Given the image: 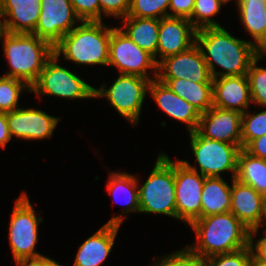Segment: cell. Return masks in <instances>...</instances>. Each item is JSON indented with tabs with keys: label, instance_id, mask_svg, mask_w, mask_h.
Instances as JSON below:
<instances>
[{
	"label": "cell",
	"instance_id": "cell-1",
	"mask_svg": "<svg viewBox=\"0 0 266 266\" xmlns=\"http://www.w3.org/2000/svg\"><path fill=\"white\" fill-rule=\"evenodd\" d=\"M196 44L203 54L212 78L247 74L251 63L258 57L253 42L232 36L222 26L198 29ZM217 65L222 71H216Z\"/></svg>",
	"mask_w": 266,
	"mask_h": 266
},
{
	"label": "cell",
	"instance_id": "cell-2",
	"mask_svg": "<svg viewBox=\"0 0 266 266\" xmlns=\"http://www.w3.org/2000/svg\"><path fill=\"white\" fill-rule=\"evenodd\" d=\"M189 226L195 232L197 241L187 248L201 260L249 246L251 230L230 211L200 217Z\"/></svg>",
	"mask_w": 266,
	"mask_h": 266
},
{
	"label": "cell",
	"instance_id": "cell-3",
	"mask_svg": "<svg viewBox=\"0 0 266 266\" xmlns=\"http://www.w3.org/2000/svg\"><path fill=\"white\" fill-rule=\"evenodd\" d=\"M1 39L10 68L4 76L22 80L31 87L46 62L54 55V47L33 33H8L2 30L0 44Z\"/></svg>",
	"mask_w": 266,
	"mask_h": 266
},
{
	"label": "cell",
	"instance_id": "cell-4",
	"mask_svg": "<svg viewBox=\"0 0 266 266\" xmlns=\"http://www.w3.org/2000/svg\"><path fill=\"white\" fill-rule=\"evenodd\" d=\"M111 27L103 21H81L54 46V54L77 65L108 66Z\"/></svg>",
	"mask_w": 266,
	"mask_h": 266
},
{
	"label": "cell",
	"instance_id": "cell-5",
	"mask_svg": "<svg viewBox=\"0 0 266 266\" xmlns=\"http://www.w3.org/2000/svg\"><path fill=\"white\" fill-rule=\"evenodd\" d=\"M139 213L163 214L177 219L175 162L159 153L145 183L138 186Z\"/></svg>",
	"mask_w": 266,
	"mask_h": 266
},
{
	"label": "cell",
	"instance_id": "cell-6",
	"mask_svg": "<svg viewBox=\"0 0 266 266\" xmlns=\"http://www.w3.org/2000/svg\"><path fill=\"white\" fill-rule=\"evenodd\" d=\"M189 137L191 150L199 168L192 166L187 160H181L188 168L204 177H222V172L231 171V178H235L237 158L242 149L239 145L203 137L197 130L190 132Z\"/></svg>",
	"mask_w": 266,
	"mask_h": 266
},
{
	"label": "cell",
	"instance_id": "cell-7",
	"mask_svg": "<svg viewBox=\"0 0 266 266\" xmlns=\"http://www.w3.org/2000/svg\"><path fill=\"white\" fill-rule=\"evenodd\" d=\"M10 219L8 238L14 261L41 256L35 249L43 219L37 216L26 192L16 199Z\"/></svg>",
	"mask_w": 266,
	"mask_h": 266
},
{
	"label": "cell",
	"instance_id": "cell-8",
	"mask_svg": "<svg viewBox=\"0 0 266 266\" xmlns=\"http://www.w3.org/2000/svg\"><path fill=\"white\" fill-rule=\"evenodd\" d=\"M149 82L150 80L147 78L119 73L118 78L110 88L106 89L105 83L100 88H95L94 97L97 99L106 97L121 117L134 126L139 123Z\"/></svg>",
	"mask_w": 266,
	"mask_h": 266
},
{
	"label": "cell",
	"instance_id": "cell-9",
	"mask_svg": "<svg viewBox=\"0 0 266 266\" xmlns=\"http://www.w3.org/2000/svg\"><path fill=\"white\" fill-rule=\"evenodd\" d=\"M55 54L46 62L37 81L30 87L37 96L52 95L64 99H91L95 87L87 84L69 69L60 66Z\"/></svg>",
	"mask_w": 266,
	"mask_h": 266
},
{
	"label": "cell",
	"instance_id": "cell-10",
	"mask_svg": "<svg viewBox=\"0 0 266 266\" xmlns=\"http://www.w3.org/2000/svg\"><path fill=\"white\" fill-rule=\"evenodd\" d=\"M108 66H115L121 74L136 75L150 81L157 78L154 57L141 49L119 27H111ZM149 69L153 71V79L148 75Z\"/></svg>",
	"mask_w": 266,
	"mask_h": 266
},
{
	"label": "cell",
	"instance_id": "cell-11",
	"mask_svg": "<svg viewBox=\"0 0 266 266\" xmlns=\"http://www.w3.org/2000/svg\"><path fill=\"white\" fill-rule=\"evenodd\" d=\"M205 178L188 168L180 159L175 160L177 219L187 225L201 217V193Z\"/></svg>",
	"mask_w": 266,
	"mask_h": 266
},
{
	"label": "cell",
	"instance_id": "cell-12",
	"mask_svg": "<svg viewBox=\"0 0 266 266\" xmlns=\"http://www.w3.org/2000/svg\"><path fill=\"white\" fill-rule=\"evenodd\" d=\"M40 15L34 33L53 47L69 33L80 18L70 0H41ZM77 20V21H76Z\"/></svg>",
	"mask_w": 266,
	"mask_h": 266
},
{
	"label": "cell",
	"instance_id": "cell-13",
	"mask_svg": "<svg viewBox=\"0 0 266 266\" xmlns=\"http://www.w3.org/2000/svg\"><path fill=\"white\" fill-rule=\"evenodd\" d=\"M181 78L197 83H213L206 61L196 43L186 51L168 56L157 64V79Z\"/></svg>",
	"mask_w": 266,
	"mask_h": 266
},
{
	"label": "cell",
	"instance_id": "cell-14",
	"mask_svg": "<svg viewBox=\"0 0 266 266\" xmlns=\"http://www.w3.org/2000/svg\"><path fill=\"white\" fill-rule=\"evenodd\" d=\"M60 118L34 108H18L7 112L11 136L24 140L50 139Z\"/></svg>",
	"mask_w": 266,
	"mask_h": 266
},
{
	"label": "cell",
	"instance_id": "cell-15",
	"mask_svg": "<svg viewBox=\"0 0 266 266\" xmlns=\"http://www.w3.org/2000/svg\"><path fill=\"white\" fill-rule=\"evenodd\" d=\"M242 113L212 106L201 114L197 131L206 138L242 148Z\"/></svg>",
	"mask_w": 266,
	"mask_h": 266
},
{
	"label": "cell",
	"instance_id": "cell-16",
	"mask_svg": "<svg viewBox=\"0 0 266 266\" xmlns=\"http://www.w3.org/2000/svg\"><path fill=\"white\" fill-rule=\"evenodd\" d=\"M197 29L189 19L164 17L159 19L156 63L162 59L186 51L196 43ZM159 56L160 59H157Z\"/></svg>",
	"mask_w": 266,
	"mask_h": 266
},
{
	"label": "cell",
	"instance_id": "cell-17",
	"mask_svg": "<svg viewBox=\"0 0 266 266\" xmlns=\"http://www.w3.org/2000/svg\"><path fill=\"white\" fill-rule=\"evenodd\" d=\"M125 215L113 216L78 249L73 266H100L109 256Z\"/></svg>",
	"mask_w": 266,
	"mask_h": 266
},
{
	"label": "cell",
	"instance_id": "cell-18",
	"mask_svg": "<svg viewBox=\"0 0 266 266\" xmlns=\"http://www.w3.org/2000/svg\"><path fill=\"white\" fill-rule=\"evenodd\" d=\"M148 92L168 116L187 124L189 133L197 130L201 113L194 105L179 97L157 78L149 82Z\"/></svg>",
	"mask_w": 266,
	"mask_h": 266
},
{
	"label": "cell",
	"instance_id": "cell-19",
	"mask_svg": "<svg viewBox=\"0 0 266 266\" xmlns=\"http://www.w3.org/2000/svg\"><path fill=\"white\" fill-rule=\"evenodd\" d=\"M40 2L41 0H0L2 30L8 33H34L41 12Z\"/></svg>",
	"mask_w": 266,
	"mask_h": 266
},
{
	"label": "cell",
	"instance_id": "cell-20",
	"mask_svg": "<svg viewBox=\"0 0 266 266\" xmlns=\"http://www.w3.org/2000/svg\"><path fill=\"white\" fill-rule=\"evenodd\" d=\"M252 103L247 74L213 78V106L244 113Z\"/></svg>",
	"mask_w": 266,
	"mask_h": 266
},
{
	"label": "cell",
	"instance_id": "cell-21",
	"mask_svg": "<svg viewBox=\"0 0 266 266\" xmlns=\"http://www.w3.org/2000/svg\"><path fill=\"white\" fill-rule=\"evenodd\" d=\"M231 182L230 212L250 230H259L263 226L261 194L235 178Z\"/></svg>",
	"mask_w": 266,
	"mask_h": 266
},
{
	"label": "cell",
	"instance_id": "cell-22",
	"mask_svg": "<svg viewBox=\"0 0 266 266\" xmlns=\"http://www.w3.org/2000/svg\"><path fill=\"white\" fill-rule=\"evenodd\" d=\"M120 29L141 49L151 54L156 61L158 46L159 19L127 16Z\"/></svg>",
	"mask_w": 266,
	"mask_h": 266
},
{
	"label": "cell",
	"instance_id": "cell-23",
	"mask_svg": "<svg viewBox=\"0 0 266 266\" xmlns=\"http://www.w3.org/2000/svg\"><path fill=\"white\" fill-rule=\"evenodd\" d=\"M231 185L222 177H206L201 193V217L229 212Z\"/></svg>",
	"mask_w": 266,
	"mask_h": 266
},
{
	"label": "cell",
	"instance_id": "cell-24",
	"mask_svg": "<svg viewBox=\"0 0 266 266\" xmlns=\"http://www.w3.org/2000/svg\"><path fill=\"white\" fill-rule=\"evenodd\" d=\"M175 94L194 105L202 114L213 106V83H197L187 79H158Z\"/></svg>",
	"mask_w": 266,
	"mask_h": 266
},
{
	"label": "cell",
	"instance_id": "cell-25",
	"mask_svg": "<svg viewBox=\"0 0 266 266\" xmlns=\"http://www.w3.org/2000/svg\"><path fill=\"white\" fill-rule=\"evenodd\" d=\"M138 184V178L130 173L114 171L109 173L106 188L115 202L125 205V209L121 212L122 216L125 213H139Z\"/></svg>",
	"mask_w": 266,
	"mask_h": 266
},
{
	"label": "cell",
	"instance_id": "cell-26",
	"mask_svg": "<svg viewBox=\"0 0 266 266\" xmlns=\"http://www.w3.org/2000/svg\"><path fill=\"white\" fill-rule=\"evenodd\" d=\"M235 179L252 186L260 194L266 192V159L253 156L242 148L237 158Z\"/></svg>",
	"mask_w": 266,
	"mask_h": 266
},
{
	"label": "cell",
	"instance_id": "cell-27",
	"mask_svg": "<svg viewBox=\"0 0 266 266\" xmlns=\"http://www.w3.org/2000/svg\"><path fill=\"white\" fill-rule=\"evenodd\" d=\"M239 18L255 45L264 37L266 29V0H240Z\"/></svg>",
	"mask_w": 266,
	"mask_h": 266
},
{
	"label": "cell",
	"instance_id": "cell-28",
	"mask_svg": "<svg viewBox=\"0 0 266 266\" xmlns=\"http://www.w3.org/2000/svg\"><path fill=\"white\" fill-rule=\"evenodd\" d=\"M31 93V88L22 80L0 76V112H11L19 107L20 94Z\"/></svg>",
	"mask_w": 266,
	"mask_h": 266
},
{
	"label": "cell",
	"instance_id": "cell-29",
	"mask_svg": "<svg viewBox=\"0 0 266 266\" xmlns=\"http://www.w3.org/2000/svg\"><path fill=\"white\" fill-rule=\"evenodd\" d=\"M170 0H130L128 16L161 19L169 17Z\"/></svg>",
	"mask_w": 266,
	"mask_h": 266
},
{
	"label": "cell",
	"instance_id": "cell-30",
	"mask_svg": "<svg viewBox=\"0 0 266 266\" xmlns=\"http://www.w3.org/2000/svg\"><path fill=\"white\" fill-rule=\"evenodd\" d=\"M222 5L217 0H195L192 16L189 19L198 30L204 27H221L217 20L211 17L217 15Z\"/></svg>",
	"mask_w": 266,
	"mask_h": 266
},
{
	"label": "cell",
	"instance_id": "cell-31",
	"mask_svg": "<svg viewBox=\"0 0 266 266\" xmlns=\"http://www.w3.org/2000/svg\"><path fill=\"white\" fill-rule=\"evenodd\" d=\"M242 148H245L252 140L266 134V109L258 113H242Z\"/></svg>",
	"mask_w": 266,
	"mask_h": 266
},
{
	"label": "cell",
	"instance_id": "cell-32",
	"mask_svg": "<svg viewBox=\"0 0 266 266\" xmlns=\"http://www.w3.org/2000/svg\"><path fill=\"white\" fill-rule=\"evenodd\" d=\"M265 57L258 56L250 65L247 76L250 83L252 103L266 107V68L257 66Z\"/></svg>",
	"mask_w": 266,
	"mask_h": 266
},
{
	"label": "cell",
	"instance_id": "cell-33",
	"mask_svg": "<svg viewBox=\"0 0 266 266\" xmlns=\"http://www.w3.org/2000/svg\"><path fill=\"white\" fill-rule=\"evenodd\" d=\"M252 251L250 246L241 250L212 255L202 260L203 266H249Z\"/></svg>",
	"mask_w": 266,
	"mask_h": 266
},
{
	"label": "cell",
	"instance_id": "cell-34",
	"mask_svg": "<svg viewBox=\"0 0 266 266\" xmlns=\"http://www.w3.org/2000/svg\"><path fill=\"white\" fill-rule=\"evenodd\" d=\"M158 261V262H157ZM154 260L152 266H202V260L187 247ZM160 261V262H159Z\"/></svg>",
	"mask_w": 266,
	"mask_h": 266
},
{
	"label": "cell",
	"instance_id": "cell-35",
	"mask_svg": "<svg viewBox=\"0 0 266 266\" xmlns=\"http://www.w3.org/2000/svg\"><path fill=\"white\" fill-rule=\"evenodd\" d=\"M81 21H100L99 0H70Z\"/></svg>",
	"mask_w": 266,
	"mask_h": 266
},
{
	"label": "cell",
	"instance_id": "cell-36",
	"mask_svg": "<svg viewBox=\"0 0 266 266\" xmlns=\"http://www.w3.org/2000/svg\"><path fill=\"white\" fill-rule=\"evenodd\" d=\"M100 21H102V12L105 16H114L123 19L128 16L130 0H99Z\"/></svg>",
	"mask_w": 266,
	"mask_h": 266
},
{
	"label": "cell",
	"instance_id": "cell-37",
	"mask_svg": "<svg viewBox=\"0 0 266 266\" xmlns=\"http://www.w3.org/2000/svg\"><path fill=\"white\" fill-rule=\"evenodd\" d=\"M195 0H170L169 17L190 19L194 9Z\"/></svg>",
	"mask_w": 266,
	"mask_h": 266
},
{
	"label": "cell",
	"instance_id": "cell-38",
	"mask_svg": "<svg viewBox=\"0 0 266 266\" xmlns=\"http://www.w3.org/2000/svg\"><path fill=\"white\" fill-rule=\"evenodd\" d=\"M258 232V230L250 231L249 246L251 248L252 255L260 262L266 263V229H264V236L260 239H257L255 242L254 237Z\"/></svg>",
	"mask_w": 266,
	"mask_h": 266
},
{
	"label": "cell",
	"instance_id": "cell-39",
	"mask_svg": "<svg viewBox=\"0 0 266 266\" xmlns=\"http://www.w3.org/2000/svg\"><path fill=\"white\" fill-rule=\"evenodd\" d=\"M244 149L253 156L266 159V134L252 140Z\"/></svg>",
	"mask_w": 266,
	"mask_h": 266
},
{
	"label": "cell",
	"instance_id": "cell-40",
	"mask_svg": "<svg viewBox=\"0 0 266 266\" xmlns=\"http://www.w3.org/2000/svg\"><path fill=\"white\" fill-rule=\"evenodd\" d=\"M17 266H65L58 263L56 260L47 256L41 255L39 257L25 258L16 261Z\"/></svg>",
	"mask_w": 266,
	"mask_h": 266
},
{
	"label": "cell",
	"instance_id": "cell-41",
	"mask_svg": "<svg viewBox=\"0 0 266 266\" xmlns=\"http://www.w3.org/2000/svg\"><path fill=\"white\" fill-rule=\"evenodd\" d=\"M11 139L12 136L7 124V113L0 112V147L4 149Z\"/></svg>",
	"mask_w": 266,
	"mask_h": 266
},
{
	"label": "cell",
	"instance_id": "cell-42",
	"mask_svg": "<svg viewBox=\"0 0 266 266\" xmlns=\"http://www.w3.org/2000/svg\"><path fill=\"white\" fill-rule=\"evenodd\" d=\"M258 56L265 57L266 56V29L264 33V37L255 45Z\"/></svg>",
	"mask_w": 266,
	"mask_h": 266
},
{
	"label": "cell",
	"instance_id": "cell-43",
	"mask_svg": "<svg viewBox=\"0 0 266 266\" xmlns=\"http://www.w3.org/2000/svg\"><path fill=\"white\" fill-rule=\"evenodd\" d=\"M261 209L263 216V226H266V192L261 194Z\"/></svg>",
	"mask_w": 266,
	"mask_h": 266
},
{
	"label": "cell",
	"instance_id": "cell-44",
	"mask_svg": "<svg viewBox=\"0 0 266 266\" xmlns=\"http://www.w3.org/2000/svg\"><path fill=\"white\" fill-rule=\"evenodd\" d=\"M249 266H266V263L260 262L253 255H251Z\"/></svg>",
	"mask_w": 266,
	"mask_h": 266
},
{
	"label": "cell",
	"instance_id": "cell-45",
	"mask_svg": "<svg viewBox=\"0 0 266 266\" xmlns=\"http://www.w3.org/2000/svg\"><path fill=\"white\" fill-rule=\"evenodd\" d=\"M221 5L222 4H227L228 2H230L231 0H217ZM237 2H236V4H237V6L239 5V2H240V0H236Z\"/></svg>",
	"mask_w": 266,
	"mask_h": 266
}]
</instances>
